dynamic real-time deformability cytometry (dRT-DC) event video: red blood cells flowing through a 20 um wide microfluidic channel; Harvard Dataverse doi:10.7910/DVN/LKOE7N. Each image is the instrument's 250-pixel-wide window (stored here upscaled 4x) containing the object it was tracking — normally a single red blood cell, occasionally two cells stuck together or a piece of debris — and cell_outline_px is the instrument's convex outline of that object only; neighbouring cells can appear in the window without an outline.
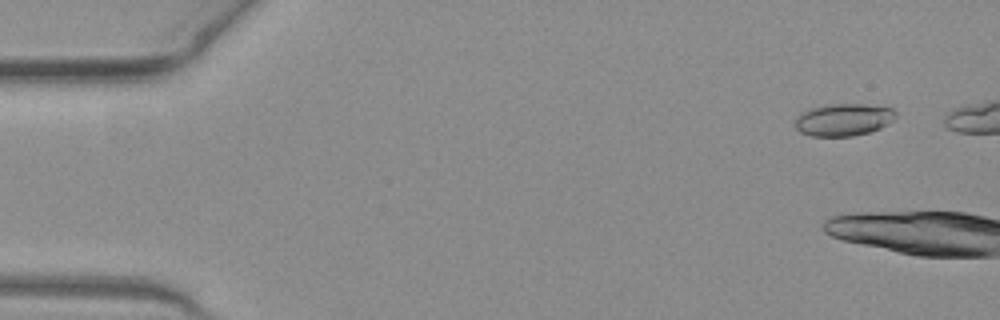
{"species": "common noctule bat (a hibernating species)", "species_latin": "Nyctalus noctula", "temperature_condition": "warm", "stored_images_in_passage": 5, "camera_frame_rate_fps": 3000, "um_per_image_px": 0.085, "animal": {"sex": "female", "body_mass_g": 19.3, "forearm_length_mm": 54.1}, "frame": {"image": 1, "passage_image": 1, "time_ms": 0.0, "image_size_px": [1000, 320], "cell_outline_px": [[896, 116], [892, 120], [880, 128], [868, 132], [852, 136], [812, 136], [800, 132], [796, 128], [796, 120], [800, 112], [808, 108], [828, 104], [864, 104], [892, 108], [896, 112]], "centroid_in_image_um": [71.67, 10.16], "position_along_channel_um": 13.3, "area_um2": 18.9}}